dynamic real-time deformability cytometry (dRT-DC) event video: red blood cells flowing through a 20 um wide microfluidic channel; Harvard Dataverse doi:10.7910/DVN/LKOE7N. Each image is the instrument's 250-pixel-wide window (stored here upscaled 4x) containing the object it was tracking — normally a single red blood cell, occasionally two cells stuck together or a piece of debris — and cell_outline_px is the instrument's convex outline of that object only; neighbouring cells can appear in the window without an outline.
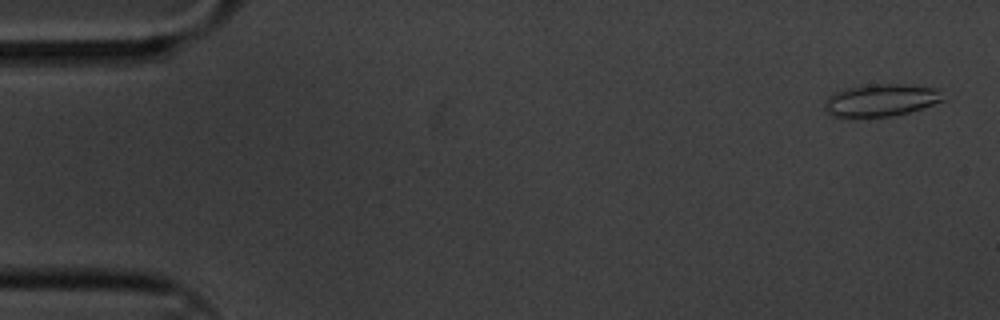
{"species": "common noctule bat (a hibernating species)", "species_latin": "Nyctalus noctula", "temperature_condition": "cold", "stored_images_in_passage": 6, "camera_frame_rate_fps": 3000, "um_per_image_px": 0.085, "animal": {"sex": "male", "body_mass_g": 20.1, "forearm_length_mm": 53.5}, "frame": {"image": 1, "passage_image": 1, "time_ms": 0.0, "image_size_px": [1000, 320], "cell_outline_px": [[944, 100], [924, 108], [892, 116], [832, 116], [824, 112], [824, 100], [832, 92], [848, 88], [872, 84], [904, 84], [936, 88]], "centroid_in_image_um": [74.83, 8.51], "position_along_channel_um": 10.2, "area_um2": 22.2}}
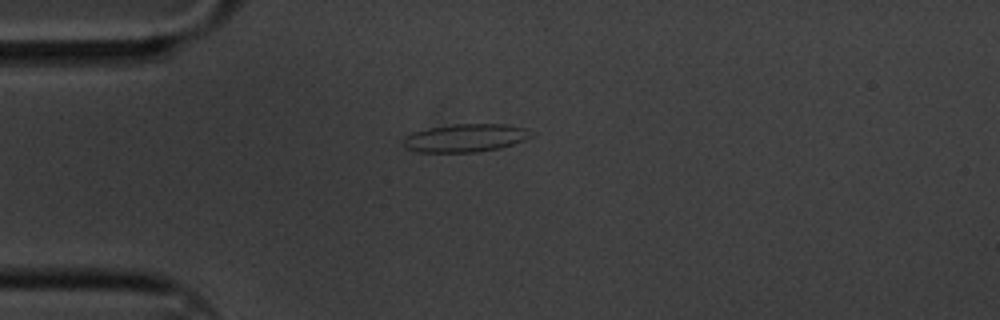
{"frame": {"image": 2, "passage_image": 5, "time_ms": 1.333, "image_size_px": [1000, 320], "cell_outline_px": [[532, 136], [524, 140], [500, 148], [476, 152], [416, 152], [404, 148], [404, 136], [412, 132], [428, 128], [452, 124], [508, 124], [524, 128]], "centroid_in_image_um": [39.49, 11.73], "position_along_channel_um": 45.5, "area_um2": 20.87}}